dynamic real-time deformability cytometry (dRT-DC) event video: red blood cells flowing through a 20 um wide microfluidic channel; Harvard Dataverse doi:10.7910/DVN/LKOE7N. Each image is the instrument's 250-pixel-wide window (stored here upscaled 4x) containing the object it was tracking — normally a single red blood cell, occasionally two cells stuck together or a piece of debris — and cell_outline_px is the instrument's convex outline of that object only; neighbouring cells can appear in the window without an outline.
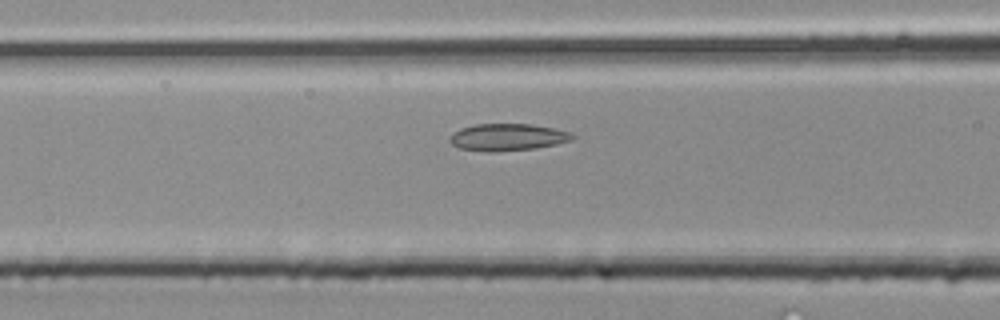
{"species": "common noctule bat (a hibernating species)", "species_latin": "Nyctalus noctula", "temperature_condition": "room temperature", "stored_images_in_passage": 26, "camera_frame_rate_fps": 3000, "um_per_image_px": 0.085, "animal": {"sex": "male", "body_mass_g": 20.4}, "frame": {"image": 1, "passage_image": 10, "time_ms": 3.0, "image_size_px": [1000, 320], "cell_outline_px": [[576, 136], [572, 140], [556, 144], [536, 148], [488, 152], [460, 148], [452, 144], [448, 140], [452, 132], [460, 128], [476, 124], [532, 124], [572, 132]], "centroid_in_image_um": [43.14, 11.65], "position_along_channel_um": 123.5, "area_um2": 19.36}}
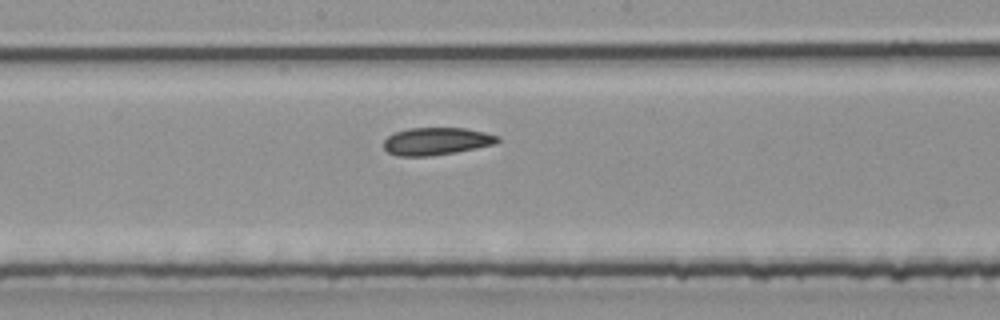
{"frame": {"image": 2, "passage_image": 15, "time_ms": 4.667, "image_size_px": [1000, 320], "cell_outline_px": [[500, 140], [496, 144], [456, 152], [428, 156], [400, 156], [388, 152], [384, 148], [384, 140], [388, 136], [396, 132], [408, 128], [464, 128], [484, 132], [500, 136]], "centroid_in_image_um": [37.12, 12.0], "position_along_channel_um": 211.1, "area_um2": 18.21}}
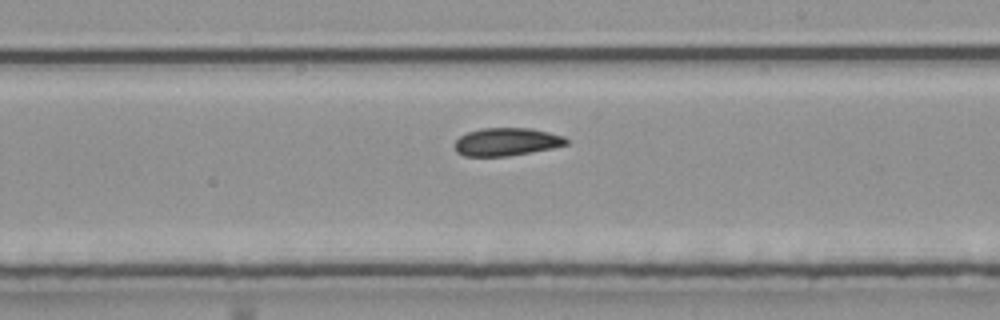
{"frame": {"image": 3, "passage_image": 17, "time_ms": 5.333, "image_size_px": [1000, 320], "cell_outline_px": [[568, 144], [552, 148], [508, 156], [464, 156], [456, 152], [456, 140], [460, 136], [468, 132], [480, 128], [532, 128], [564, 136], [568, 140]], "centroid_in_image_um": [43.07, 12.05], "position_along_channel_um": 245.9, "area_um2": 18.09}}